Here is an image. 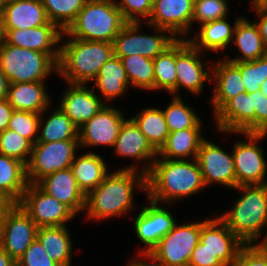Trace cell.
<instances>
[{
	"mask_svg": "<svg viewBox=\"0 0 267 266\" xmlns=\"http://www.w3.org/2000/svg\"><path fill=\"white\" fill-rule=\"evenodd\" d=\"M32 143L17 132L5 129L0 132V153L28 164Z\"/></svg>",
	"mask_w": 267,
	"mask_h": 266,
	"instance_id": "cell-40",
	"label": "cell"
},
{
	"mask_svg": "<svg viewBox=\"0 0 267 266\" xmlns=\"http://www.w3.org/2000/svg\"><path fill=\"white\" fill-rule=\"evenodd\" d=\"M64 91L59 107L78 129L106 104L87 84H69Z\"/></svg>",
	"mask_w": 267,
	"mask_h": 266,
	"instance_id": "cell-20",
	"label": "cell"
},
{
	"mask_svg": "<svg viewBox=\"0 0 267 266\" xmlns=\"http://www.w3.org/2000/svg\"><path fill=\"white\" fill-rule=\"evenodd\" d=\"M175 226L150 251L166 266H188L200 240L201 222Z\"/></svg>",
	"mask_w": 267,
	"mask_h": 266,
	"instance_id": "cell-11",
	"label": "cell"
},
{
	"mask_svg": "<svg viewBox=\"0 0 267 266\" xmlns=\"http://www.w3.org/2000/svg\"><path fill=\"white\" fill-rule=\"evenodd\" d=\"M19 204L38 228L66 226L76 216L67 206L46 194L36 184L28 183Z\"/></svg>",
	"mask_w": 267,
	"mask_h": 266,
	"instance_id": "cell-12",
	"label": "cell"
},
{
	"mask_svg": "<svg viewBox=\"0 0 267 266\" xmlns=\"http://www.w3.org/2000/svg\"><path fill=\"white\" fill-rule=\"evenodd\" d=\"M188 266H225L218 257L200 241L193 250Z\"/></svg>",
	"mask_w": 267,
	"mask_h": 266,
	"instance_id": "cell-47",
	"label": "cell"
},
{
	"mask_svg": "<svg viewBox=\"0 0 267 266\" xmlns=\"http://www.w3.org/2000/svg\"><path fill=\"white\" fill-rule=\"evenodd\" d=\"M196 160L199 164L205 186L219 183L224 187L236 188V174L232 153L225 152L217 144L202 141Z\"/></svg>",
	"mask_w": 267,
	"mask_h": 266,
	"instance_id": "cell-13",
	"label": "cell"
},
{
	"mask_svg": "<svg viewBox=\"0 0 267 266\" xmlns=\"http://www.w3.org/2000/svg\"><path fill=\"white\" fill-rule=\"evenodd\" d=\"M80 147L79 140L36 142L26 165L28 183L36 184L43 177L71 167Z\"/></svg>",
	"mask_w": 267,
	"mask_h": 266,
	"instance_id": "cell-7",
	"label": "cell"
},
{
	"mask_svg": "<svg viewBox=\"0 0 267 266\" xmlns=\"http://www.w3.org/2000/svg\"><path fill=\"white\" fill-rule=\"evenodd\" d=\"M113 149L119 157L134 159L136 162L139 160L138 162L140 163L146 160L147 166H143V169L140 170L144 174L150 171L152 164L157 158V151L148 142L145 135L131 118L126 119L121 126Z\"/></svg>",
	"mask_w": 267,
	"mask_h": 266,
	"instance_id": "cell-22",
	"label": "cell"
},
{
	"mask_svg": "<svg viewBox=\"0 0 267 266\" xmlns=\"http://www.w3.org/2000/svg\"><path fill=\"white\" fill-rule=\"evenodd\" d=\"M6 5H5V3H4V1L3 0H0V7H5Z\"/></svg>",
	"mask_w": 267,
	"mask_h": 266,
	"instance_id": "cell-60",
	"label": "cell"
},
{
	"mask_svg": "<svg viewBox=\"0 0 267 266\" xmlns=\"http://www.w3.org/2000/svg\"><path fill=\"white\" fill-rule=\"evenodd\" d=\"M216 126L222 133H254L251 93L242 92L230 99L216 114Z\"/></svg>",
	"mask_w": 267,
	"mask_h": 266,
	"instance_id": "cell-23",
	"label": "cell"
},
{
	"mask_svg": "<svg viewBox=\"0 0 267 266\" xmlns=\"http://www.w3.org/2000/svg\"><path fill=\"white\" fill-rule=\"evenodd\" d=\"M27 186L26 165L0 153V191L13 203H19Z\"/></svg>",
	"mask_w": 267,
	"mask_h": 266,
	"instance_id": "cell-33",
	"label": "cell"
},
{
	"mask_svg": "<svg viewBox=\"0 0 267 266\" xmlns=\"http://www.w3.org/2000/svg\"><path fill=\"white\" fill-rule=\"evenodd\" d=\"M248 139L237 141L233 146V158L236 174V187L243 185L267 184V164L263 149L257 143L266 137L267 133H241Z\"/></svg>",
	"mask_w": 267,
	"mask_h": 266,
	"instance_id": "cell-9",
	"label": "cell"
},
{
	"mask_svg": "<svg viewBox=\"0 0 267 266\" xmlns=\"http://www.w3.org/2000/svg\"><path fill=\"white\" fill-rule=\"evenodd\" d=\"M0 69L9 83L45 81L58 71V62L48 53L0 44Z\"/></svg>",
	"mask_w": 267,
	"mask_h": 266,
	"instance_id": "cell-6",
	"label": "cell"
},
{
	"mask_svg": "<svg viewBox=\"0 0 267 266\" xmlns=\"http://www.w3.org/2000/svg\"><path fill=\"white\" fill-rule=\"evenodd\" d=\"M235 189L243 194L233 208L222 212L219 218L245 245H251L267 226V184L243 185Z\"/></svg>",
	"mask_w": 267,
	"mask_h": 266,
	"instance_id": "cell-4",
	"label": "cell"
},
{
	"mask_svg": "<svg viewBox=\"0 0 267 266\" xmlns=\"http://www.w3.org/2000/svg\"><path fill=\"white\" fill-rule=\"evenodd\" d=\"M45 81L10 83L7 101L14 110L41 114L49 108L50 97Z\"/></svg>",
	"mask_w": 267,
	"mask_h": 266,
	"instance_id": "cell-26",
	"label": "cell"
},
{
	"mask_svg": "<svg viewBox=\"0 0 267 266\" xmlns=\"http://www.w3.org/2000/svg\"><path fill=\"white\" fill-rule=\"evenodd\" d=\"M70 168L85 195L98 187L109 174L104 159L94 152L85 153L77 158L75 156Z\"/></svg>",
	"mask_w": 267,
	"mask_h": 266,
	"instance_id": "cell-31",
	"label": "cell"
},
{
	"mask_svg": "<svg viewBox=\"0 0 267 266\" xmlns=\"http://www.w3.org/2000/svg\"><path fill=\"white\" fill-rule=\"evenodd\" d=\"M37 228L20 204L14 203L0 217V246L17 262L35 240Z\"/></svg>",
	"mask_w": 267,
	"mask_h": 266,
	"instance_id": "cell-10",
	"label": "cell"
},
{
	"mask_svg": "<svg viewBox=\"0 0 267 266\" xmlns=\"http://www.w3.org/2000/svg\"><path fill=\"white\" fill-rule=\"evenodd\" d=\"M6 44L50 54L57 62L60 57L63 31L54 23L29 29H5ZM56 45V46H55Z\"/></svg>",
	"mask_w": 267,
	"mask_h": 266,
	"instance_id": "cell-18",
	"label": "cell"
},
{
	"mask_svg": "<svg viewBox=\"0 0 267 266\" xmlns=\"http://www.w3.org/2000/svg\"><path fill=\"white\" fill-rule=\"evenodd\" d=\"M231 266H267V260L251 245H244Z\"/></svg>",
	"mask_w": 267,
	"mask_h": 266,
	"instance_id": "cell-48",
	"label": "cell"
},
{
	"mask_svg": "<svg viewBox=\"0 0 267 266\" xmlns=\"http://www.w3.org/2000/svg\"><path fill=\"white\" fill-rule=\"evenodd\" d=\"M88 0H41L49 22L63 32L75 21Z\"/></svg>",
	"mask_w": 267,
	"mask_h": 266,
	"instance_id": "cell-38",
	"label": "cell"
},
{
	"mask_svg": "<svg viewBox=\"0 0 267 266\" xmlns=\"http://www.w3.org/2000/svg\"><path fill=\"white\" fill-rule=\"evenodd\" d=\"M16 266H60L54 262L45 251L39 240H35L18 259Z\"/></svg>",
	"mask_w": 267,
	"mask_h": 266,
	"instance_id": "cell-45",
	"label": "cell"
},
{
	"mask_svg": "<svg viewBox=\"0 0 267 266\" xmlns=\"http://www.w3.org/2000/svg\"><path fill=\"white\" fill-rule=\"evenodd\" d=\"M122 113L119 108L106 103L95 116L79 128L80 147L99 145L113 147L126 120Z\"/></svg>",
	"mask_w": 267,
	"mask_h": 266,
	"instance_id": "cell-15",
	"label": "cell"
},
{
	"mask_svg": "<svg viewBox=\"0 0 267 266\" xmlns=\"http://www.w3.org/2000/svg\"><path fill=\"white\" fill-rule=\"evenodd\" d=\"M14 203L0 191V217L13 205Z\"/></svg>",
	"mask_w": 267,
	"mask_h": 266,
	"instance_id": "cell-55",
	"label": "cell"
},
{
	"mask_svg": "<svg viewBox=\"0 0 267 266\" xmlns=\"http://www.w3.org/2000/svg\"><path fill=\"white\" fill-rule=\"evenodd\" d=\"M252 8L258 17V22L256 20L254 22L259 29L264 44L267 46V5H256Z\"/></svg>",
	"mask_w": 267,
	"mask_h": 266,
	"instance_id": "cell-49",
	"label": "cell"
},
{
	"mask_svg": "<svg viewBox=\"0 0 267 266\" xmlns=\"http://www.w3.org/2000/svg\"><path fill=\"white\" fill-rule=\"evenodd\" d=\"M228 0H194L192 23L200 25L227 17Z\"/></svg>",
	"mask_w": 267,
	"mask_h": 266,
	"instance_id": "cell-43",
	"label": "cell"
},
{
	"mask_svg": "<svg viewBox=\"0 0 267 266\" xmlns=\"http://www.w3.org/2000/svg\"><path fill=\"white\" fill-rule=\"evenodd\" d=\"M128 23L116 0H88L62 38L113 43Z\"/></svg>",
	"mask_w": 267,
	"mask_h": 266,
	"instance_id": "cell-5",
	"label": "cell"
},
{
	"mask_svg": "<svg viewBox=\"0 0 267 266\" xmlns=\"http://www.w3.org/2000/svg\"><path fill=\"white\" fill-rule=\"evenodd\" d=\"M201 51L194 48L187 38L176 40L177 94L185 88L192 94H201L204 83L211 82V75L200 60Z\"/></svg>",
	"mask_w": 267,
	"mask_h": 266,
	"instance_id": "cell-14",
	"label": "cell"
},
{
	"mask_svg": "<svg viewBox=\"0 0 267 266\" xmlns=\"http://www.w3.org/2000/svg\"><path fill=\"white\" fill-rule=\"evenodd\" d=\"M0 266H16V262L0 246Z\"/></svg>",
	"mask_w": 267,
	"mask_h": 266,
	"instance_id": "cell-54",
	"label": "cell"
},
{
	"mask_svg": "<svg viewBox=\"0 0 267 266\" xmlns=\"http://www.w3.org/2000/svg\"><path fill=\"white\" fill-rule=\"evenodd\" d=\"M140 257L142 256V259H148L151 261L148 263L147 261L132 259L131 262L127 266H166L161 260L157 259L152 253L150 252H139Z\"/></svg>",
	"mask_w": 267,
	"mask_h": 266,
	"instance_id": "cell-51",
	"label": "cell"
},
{
	"mask_svg": "<svg viewBox=\"0 0 267 266\" xmlns=\"http://www.w3.org/2000/svg\"><path fill=\"white\" fill-rule=\"evenodd\" d=\"M267 5V0H252V6Z\"/></svg>",
	"mask_w": 267,
	"mask_h": 266,
	"instance_id": "cell-58",
	"label": "cell"
},
{
	"mask_svg": "<svg viewBox=\"0 0 267 266\" xmlns=\"http://www.w3.org/2000/svg\"><path fill=\"white\" fill-rule=\"evenodd\" d=\"M242 16L237 17L233 26L227 22V17L199 25L198 33L188 42L199 51H221L233 41L234 30Z\"/></svg>",
	"mask_w": 267,
	"mask_h": 266,
	"instance_id": "cell-27",
	"label": "cell"
},
{
	"mask_svg": "<svg viewBox=\"0 0 267 266\" xmlns=\"http://www.w3.org/2000/svg\"><path fill=\"white\" fill-rule=\"evenodd\" d=\"M114 55L113 43L69 37L60 45L58 71L68 84H87Z\"/></svg>",
	"mask_w": 267,
	"mask_h": 266,
	"instance_id": "cell-3",
	"label": "cell"
},
{
	"mask_svg": "<svg viewBox=\"0 0 267 266\" xmlns=\"http://www.w3.org/2000/svg\"><path fill=\"white\" fill-rule=\"evenodd\" d=\"M13 110L7 99L0 101V132L8 129Z\"/></svg>",
	"mask_w": 267,
	"mask_h": 266,
	"instance_id": "cell-50",
	"label": "cell"
},
{
	"mask_svg": "<svg viewBox=\"0 0 267 266\" xmlns=\"http://www.w3.org/2000/svg\"><path fill=\"white\" fill-rule=\"evenodd\" d=\"M205 188L196 159L169 160L156 158L146 174L147 200L171 204L178 199L198 194Z\"/></svg>",
	"mask_w": 267,
	"mask_h": 266,
	"instance_id": "cell-2",
	"label": "cell"
},
{
	"mask_svg": "<svg viewBox=\"0 0 267 266\" xmlns=\"http://www.w3.org/2000/svg\"><path fill=\"white\" fill-rule=\"evenodd\" d=\"M199 241L225 266H231L245 245L219 217L201 222Z\"/></svg>",
	"mask_w": 267,
	"mask_h": 266,
	"instance_id": "cell-19",
	"label": "cell"
},
{
	"mask_svg": "<svg viewBox=\"0 0 267 266\" xmlns=\"http://www.w3.org/2000/svg\"><path fill=\"white\" fill-rule=\"evenodd\" d=\"M169 133L182 129L195 128L201 119L194 109L184 104L180 96H174L169 105L162 110Z\"/></svg>",
	"mask_w": 267,
	"mask_h": 266,
	"instance_id": "cell-39",
	"label": "cell"
},
{
	"mask_svg": "<svg viewBox=\"0 0 267 266\" xmlns=\"http://www.w3.org/2000/svg\"><path fill=\"white\" fill-rule=\"evenodd\" d=\"M251 110H254V133H267V96L260 90L251 93Z\"/></svg>",
	"mask_w": 267,
	"mask_h": 266,
	"instance_id": "cell-46",
	"label": "cell"
},
{
	"mask_svg": "<svg viewBox=\"0 0 267 266\" xmlns=\"http://www.w3.org/2000/svg\"><path fill=\"white\" fill-rule=\"evenodd\" d=\"M48 109L40 114L37 142H57L65 140H79V129L59 106L52 111L43 124V116ZM43 125V126H42ZM42 127V129H41ZM41 129V130H40Z\"/></svg>",
	"mask_w": 267,
	"mask_h": 266,
	"instance_id": "cell-34",
	"label": "cell"
},
{
	"mask_svg": "<svg viewBox=\"0 0 267 266\" xmlns=\"http://www.w3.org/2000/svg\"><path fill=\"white\" fill-rule=\"evenodd\" d=\"M3 1H4L5 5H7V4H10V3H14L16 1H19V0H3Z\"/></svg>",
	"mask_w": 267,
	"mask_h": 266,
	"instance_id": "cell-59",
	"label": "cell"
},
{
	"mask_svg": "<svg viewBox=\"0 0 267 266\" xmlns=\"http://www.w3.org/2000/svg\"><path fill=\"white\" fill-rule=\"evenodd\" d=\"M202 121L195 128L170 132L157 157L169 160L196 159L200 145L205 139L201 134Z\"/></svg>",
	"mask_w": 267,
	"mask_h": 266,
	"instance_id": "cell-25",
	"label": "cell"
},
{
	"mask_svg": "<svg viewBox=\"0 0 267 266\" xmlns=\"http://www.w3.org/2000/svg\"><path fill=\"white\" fill-rule=\"evenodd\" d=\"M49 22L41 0H19L4 7L5 29H29Z\"/></svg>",
	"mask_w": 267,
	"mask_h": 266,
	"instance_id": "cell-28",
	"label": "cell"
},
{
	"mask_svg": "<svg viewBox=\"0 0 267 266\" xmlns=\"http://www.w3.org/2000/svg\"><path fill=\"white\" fill-rule=\"evenodd\" d=\"M40 114L13 110L10 121L9 130H13L21 136L27 138L32 144L38 139Z\"/></svg>",
	"mask_w": 267,
	"mask_h": 266,
	"instance_id": "cell-42",
	"label": "cell"
},
{
	"mask_svg": "<svg viewBox=\"0 0 267 266\" xmlns=\"http://www.w3.org/2000/svg\"><path fill=\"white\" fill-rule=\"evenodd\" d=\"M131 119L158 152L169 135L163 111L158 108L145 107Z\"/></svg>",
	"mask_w": 267,
	"mask_h": 266,
	"instance_id": "cell-35",
	"label": "cell"
},
{
	"mask_svg": "<svg viewBox=\"0 0 267 266\" xmlns=\"http://www.w3.org/2000/svg\"><path fill=\"white\" fill-rule=\"evenodd\" d=\"M4 7H0V44L5 40Z\"/></svg>",
	"mask_w": 267,
	"mask_h": 266,
	"instance_id": "cell-56",
	"label": "cell"
},
{
	"mask_svg": "<svg viewBox=\"0 0 267 266\" xmlns=\"http://www.w3.org/2000/svg\"><path fill=\"white\" fill-rule=\"evenodd\" d=\"M127 79L131 86L144 90H154L153 59L137 55L121 58Z\"/></svg>",
	"mask_w": 267,
	"mask_h": 266,
	"instance_id": "cell-37",
	"label": "cell"
},
{
	"mask_svg": "<svg viewBox=\"0 0 267 266\" xmlns=\"http://www.w3.org/2000/svg\"><path fill=\"white\" fill-rule=\"evenodd\" d=\"M36 238L54 262L60 266H71L72 241L67 226L39 227Z\"/></svg>",
	"mask_w": 267,
	"mask_h": 266,
	"instance_id": "cell-30",
	"label": "cell"
},
{
	"mask_svg": "<svg viewBox=\"0 0 267 266\" xmlns=\"http://www.w3.org/2000/svg\"><path fill=\"white\" fill-rule=\"evenodd\" d=\"M36 185L67 206L75 215L85 211L86 195L79 188L71 168L49 174Z\"/></svg>",
	"mask_w": 267,
	"mask_h": 266,
	"instance_id": "cell-21",
	"label": "cell"
},
{
	"mask_svg": "<svg viewBox=\"0 0 267 266\" xmlns=\"http://www.w3.org/2000/svg\"><path fill=\"white\" fill-rule=\"evenodd\" d=\"M9 81L0 69V101L7 99Z\"/></svg>",
	"mask_w": 267,
	"mask_h": 266,
	"instance_id": "cell-52",
	"label": "cell"
},
{
	"mask_svg": "<svg viewBox=\"0 0 267 266\" xmlns=\"http://www.w3.org/2000/svg\"><path fill=\"white\" fill-rule=\"evenodd\" d=\"M260 92L267 96V79L260 85Z\"/></svg>",
	"mask_w": 267,
	"mask_h": 266,
	"instance_id": "cell-57",
	"label": "cell"
},
{
	"mask_svg": "<svg viewBox=\"0 0 267 266\" xmlns=\"http://www.w3.org/2000/svg\"><path fill=\"white\" fill-rule=\"evenodd\" d=\"M223 60L209 66L212 67L211 82L215 83L211 97L215 114L237 94L246 92L240 69L233 62Z\"/></svg>",
	"mask_w": 267,
	"mask_h": 266,
	"instance_id": "cell-24",
	"label": "cell"
},
{
	"mask_svg": "<svg viewBox=\"0 0 267 266\" xmlns=\"http://www.w3.org/2000/svg\"><path fill=\"white\" fill-rule=\"evenodd\" d=\"M154 90H164L177 95L176 41L162 54L153 59Z\"/></svg>",
	"mask_w": 267,
	"mask_h": 266,
	"instance_id": "cell-36",
	"label": "cell"
},
{
	"mask_svg": "<svg viewBox=\"0 0 267 266\" xmlns=\"http://www.w3.org/2000/svg\"><path fill=\"white\" fill-rule=\"evenodd\" d=\"M117 4L128 22L141 23L140 19L142 18H144L145 22L149 20L152 13L153 0H120L117 1Z\"/></svg>",
	"mask_w": 267,
	"mask_h": 266,
	"instance_id": "cell-44",
	"label": "cell"
},
{
	"mask_svg": "<svg viewBox=\"0 0 267 266\" xmlns=\"http://www.w3.org/2000/svg\"><path fill=\"white\" fill-rule=\"evenodd\" d=\"M193 6L194 0H153L152 13L146 23L169 30L177 39H184L193 27Z\"/></svg>",
	"mask_w": 267,
	"mask_h": 266,
	"instance_id": "cell-16",
	"label": "cell"
},
{
	"mask_svg": "<svg viewBox=\"0 0 267 266\" xmlns=\"http://www.w3.org/2000/svg\"><path fill=\"white\" fill-rule=\"evenodd\" d=\"M241 52V57L228 58L230 62L253 61L267 54V46L264 44L259 29L255 22L242 17L236 24L233 41Z\"/></svg>",
	"mask_w": 267,
	"mask_h": 266,
	"instance_id": "cell-29",
	"label": "cell"
},
{
	"mask_svg": "<svg viewBox=\"0 0 267 266\" xmlns=\"http://www.w3.org/2000/svg\"><path fill=\"white\" fill-rule=\"evenodd\" d=\"M94 88L96 87L100 94V98L104 100H114L125 94L130 85L122 60L115 55L102 65L97 77L94 79Z\"/></svg>",
	"mask_w": 267,
	"mask_h": 266,
	"instance_id": "cell-32",
	"label": "cell"
},
{
	"mask_svg": "<svg viewBox=\"0 0 267 266\" xmlns=\"http://www.w3.org/2000/svg\"><path fill=\"white\" fill-rule=\"evenodd\" d=\"M255 240L251 246L254 247L267 260V231L262 241Z\"/></svg>",
	"mask_w": 267,
	"mask_h": 266,
	"instance_id": "cell-53",
	"label": "cell"
},
{
	"mask_svg": "<svg viewBox=\"0 0 267 266\" xmlns=\"http://www.w3.org/2000/svg\"><path fill=\"white\" fill-rule=\"evenodd\" d=\"M233 63L240 69L245 91L260 90V85L267 79V54L253 61Z\"/></svg>",
	"mask_w": 267,
	"mask_h": 266,
	"instance_id": "cell-41",
	"label": "cell"
},
{
	"mask_svg": "<svg viewBox=\"0 0 267 266\" xmlns=\"http://www.w3.org/2000/svg\"><path fill=\"white\" fill-rule=\"evenodd\" d=\"M149 200V205H142L141 211L134 219L135 234L145 245L141 252H150L177 223L169 210Z\"/></svg>",
	"mask_w": 267,
	"mask_h": 266,
	"instance_id": "cell-17",
	"label": "cell"
},
{
	"mask_svg": "<svg viewBox=\"0 0 267 266\" xmlns=\"http://www.w3.org/2000/svg\"><path fill=\"white\" fill-rule=\"evenodd\" d=\"M152 28L158 34L141 33L139 22H129L113 41L114 55L121 59L122 57L139 54L154 59L177 40L167 29L153 26Z\"/></svg>",
	"mask_w": 267,
	"mask_h": 266,
	"instance_id": "cell-8",
	"label": "cell"
},
{
	"mask_svg": "<svg viewBox=\"0 0 267 266\" xmlns=\"http://www.w3.org/2000/svg\"><path fill=\"white\" fill-rule=\"evenodd\" d=\"M137 164L133 162L129 167L110 172L98 187L86 195L88 220H103L127 214L135 205V187L146 194V174L139 171Z\"/></svg>",
	"mask_w": 267,
	"mask_h": 266,
	"instance_id": "cell-1",
	"label": "cell"
}]
</instances>
